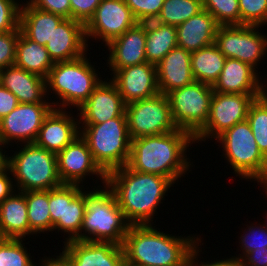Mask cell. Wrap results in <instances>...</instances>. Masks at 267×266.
Returning a JSON list of instances; mask_svg holds the SVG:
<instances>
[{"label":"cell","mask_w":267,"mask_h":266,"mask_svg":"<svg viewBox=\"0 0 267 266\" xmlns=\"http://www.w3.org/2000/svg\"><path fill=\"white\" fill-rule=\"evenodd\" d=\"M103 186V189L85 191V213L80 240L112 242L122 246L130 224L119 208L112 190L106 184Z\"/></svg>","instance_id":"cell-4"},{"label":"cell","mask_w":267,"mask_h":266,"mask_svg":"<svg viewBox=\"0 0 267 266\" xmlns=\"http://www.w3.org/2000/svg\"><path fill=\"white\" fill-rule=\"evenodd\" d=\"M145 55L149 64L157 65L163 57L178 46L176 26L153 21L145 22Z\"/></svg>","instance_id":"cell-30"},{"label":"cell","mask_w":267,"mask_h":266,"mask_svg":"<svg viewBox=\"0 0 267 266\" xmlns=\"http://www.w3.org/2000/svg\"><path fill=\"white\" fill-rule=\"evenodd\" d=\"M253 226L251 224L248 226V229L244 231L243 235H240L241 240H239L241 243L240 247L242 248V253L237 256L240 261L249 253L252 251H260L265 250L267 248V229L264 227V225Z\"/></svg>","instance_id":"cell-38"},{"label":"cell","mask_w":267,"mask_h":266,"mask_svg":"<svg viewBox=\"0 0 267 266\" xmlns=\"http://www.w3.org/2000/svg\"><path fill=\"white\" fill-rule=\"evenodd\" d=\"M240 263L241 266H267V248L249 252Z\"/></svg>","instance_id":"cell-48"},{"label":"cell","mask_w":267,"mask_h":266,"mask_svg":"<svg viewBox=\"0 0 267 266\" xmlns=\"http://www.w3.org/2000/svg\"><path fill=\"white\" fill-rule=\"evenodd\" d=\"M100 2L101 0H70L71 19L85 25L93 16Z\"/></svg>","instance_id":"cell-42"},{"label":"cell","mask_w":267,"mask_h":266,"mask_svg":"<svg viewBox=\"0 0 267 266\" xmlns=\"http://www.w3.org/2000/svg\"><path fill=\"white\" fill-rule=\"evenodd\" d=\"M59 254L60 255L56 256V259L51 257H45V259H41L42 265L40 264V266H72L70 259L63 252Z\"/></svg>","instance_id":"cell-49"},{"label":"cell","mask_w":267,"mask_h":266,"mask_svg":"<svg viewBox=\"0 0 267 266\" xmlns=\"http://www.w3.org/2000/svg\"><path fill=\"white\" fill-rule=\"evenodd\" d=\"M260 97L267 103V86H265V85L263 86V91H262Z\"/></svg>","instance_id":"cell-52"},{"label":"cell","mask_w":267,"mask_h":266,"mask_svg":"<svg viewBox=\"0 0 267 266\" xmlns=\"http://www.w3.org/2000/svg\"><path fill=\"white\" fill-rule=\"evenodd\" d=\"M247 121L250 124L252 133L260 152L267 156V103L261 98H257L250 105Z\"/></svg>","instance_id":"cell-34"},{"label":"cell","mask_w":267,"mask_h":266,"mask_svg":"<svg viewBox=\"0 0 267 266\" xmlns=\"http://www.w3.org/2000/svg\"><path fill=\"white\" fill-rule=\"evenodd\" d=\"M20 28L0 33V70L15 64L16 44Z\"/></svg>","instance_id":"cell-41"},{"label":"cell","mask_w":267,"mask_h":266,"mask_svg":"<svg viewBox=\"0 0 267 266\" xmlns=\"http://www.w3.org/2000/svg\"><path fill=\"white\" fill-rule=\"evenodd\" d=\"M240 25H267V0H238Z\"/></svg>","instance_id":"cell-37"},{"label":"cell","mask_w":267,"mask_h":266,"mask_svg":"<svg viewBox=\"0 0 267 266\" xmlns=\"http://www.w3.org/2000/svg\"><path fill=\"white\" fill-rule=\"evenodd\" d=\"M215 140L221 143L224 156L236 176L254 181L261 174L265 156L260 152L247 120L235 124Z\"/></svg>","instance_id":"cell-8"},{"label":"cell","mask_w":267,"mask_h":266,"mask_svg":"<svg viewBox=\"0 0 267 266\" xmlns=\"http://www.w3.org/2000/svg\"><path fill=\"white\" fill-rule=\"evenodd\" d=\"M173 184L166 177L134 171L127 165L106 174V185L130 225L152 224L161 200Z\"/></svg>","instance_id":"cell-1"},{"label":"cell","mask_w":267,"mask_h":266,"mask_svg":"<svg viewBox=\"0 0 267 266\" xmlns=\"http://www.w3.org/2000/svg\"><path fill=\"white\" fill-rule=\"evenodd\" d=\"M25 198L30 230L36 235L41 232H50L49 190L26 191Z\"/></svg>","instance_id":"cell-32"},{"label":"cell","mask_w":267,"mask_h":266,"mask_svg":"<svg viewBox=\"0 0 267 266\" xmlns=\"http://www.w3.org/2000/svg\"><path fill=\"white\" fill-rule=\"evenodd\" d=\"M199 243H201V240L192 249L189 259H188L187 266H241L240 260L236 258L235 256H232L229 259L227 258V259H223L219 261L216 260L215 262L211 261V263L201 262V264L200 263L198 264L197 255L200 254L199 253L200 247H198Z\"/></svg>","instance_id":"cell-45"},{"label":"cell","mask_w":267,"mask_h":266,"mask_svg":"<svg viewBox=\"0 0 267 266\" xmlns=\"http://www.w3.org/2000/svg\"><path fill=\"white\" fill-rule=\"evenodd\" d=\"M101 81L102 77H98L94 65L84 54L71 61L54 63L46 78V94L50 95L52 90L61 100L60 103L52 102L54 108L65 109L71 105L78 109Z\"/></svg>","instance_id":"cell-5"},{"label":"cell","mask_w":267,"mask_h":266,"mask_svg":"<svg viewBox=\"0 0 267 266\" xmlns=\"http://www.w3.org/2000/svg\"><path fill=\"white\" fill-rule=\"evenodd\" d=\"M30 255L22 239L0 238V266H36Z\"/></svg>","instance_id":"cell-35"},{"label":"cell","mask_w":267,"mask_h":266,"mask_svg":"<svg viewBox=\"0 0 267 266\" xmlns=\"http://www.w3.org/2000/svg\"><path fill=\"white\" fill-rule=\"evenodd\" d=\"M27 4H21L19 28L20 32L28 39L45 46L51 39L55 27H57L65 18L37 9Z\"/></svg>","instance_id":"cell-27"},{"label":"cell","mask_w":267,"mask_h":266,"mask_svg":"<svg viewBox=\"0 0 267 266\" xmlns=\"http://www.w3.org/2000/svg\"><path fill=\"white\" fill-rule=\"evenodd\" d=\"M202 6L220 26L240 25L238 0H202Z\"/></svg>","instance_id":"cell-36"},{"label":"cell","mask_w":267,"mask_h":266,"mask_svg":"<svg viewBox=\"0 0 267 266\" xmlns=\"http://www.w3.org/2000/svg\"><path fill=\"white\" fill-rule=\"evenodd\" d=\"M259 27L261 26L221 25L214 44L226 58L238 59L257 68L267 53V37L257 31Z\"/></svg>","instance_id":"cell-11"},{"label":"cell","mask_w":267,"mask_h":266,"mask_svg":"<svg viewBox=\"0 0 267 266\" xmlns=\"http://www.w3.org/2000/svg\"><path fill=\"white\" fill-rule=\"evenodd\" d=\"M226 57L215 44L191 52V70L195 81L213 86L217 81Z\"/></svg>","instance_id":"cell-31"},{"label":"cell","mask_w":267,"mask_h":266,"mask_svg":"<svg viewBox=\"0 0 267 266\" xmlns=\"http://www.w3.org/2000/svg\"><path fill=\"white\" fill-rule=\"evenodd\" d=\"M158 88L167 95L176 89L193 83L191 52L175 47L156 65Z\"/></svg>","instance_id":"cell-23"},{"label":"cell","mask_w":267,"mask_h":266,"mask_svg":"<svg viewBox=\"0 0 267 266\" xmlns=\"http://www.w3.org/2000/svg\"><path fill=\"white\" fill-rule=\"evenodd\" d=\"M266 215H267V213H266ZM267 219V218H266ZM265 224H263L264 225V227L267 229V220H265V222H264Z\"/></svg>","instance_id":"cell-54"},{"label":"cell","mask_w":267,"mask_h":266,"mask_svg":"<svg viewBox=\"0 0 267 266\" xmlns=\"http://www.w3.org/2000/svg\"><path fill=\"white\" fill-rule=\"evenodd\" d=\"M23 146L9 156L7 162L17 191L50 190L61 186L56 154L35 143Z\"/></svg>","instance_id":"cell-7"},{"label":"cell","mask_w":267,"mask_h":266,"mask_svg":"<svg viewBox=\"0 0 267 266\" xmlns=\"http://www.w3.org/2000/svg\"><path fill=\"white\" fill-rule=\"evenodd\" d=\"M138 22L156 20L159 16L164 0H125Z\"/></svg>","instance_id":"cell-39"},{"label":"cell","mask_w":267,"mask_h":266,"mask_svg":"<svg viewBox=\"0 0 267 266\" xmlns=\"http://www.w3.org/2000/svg\"><path fill=\"white\" fill-rule=\"evenodd\" d=\"M45 47L54 63L71 61L87 54L88 44L84 24L65 18L55 27Z\"/></svg>","instance_id":"cell-20"},{"label":"cell","mask_w":267,"mask_h":266,"mask_svg":"<svg viewBox=\"0 0 267 266\" xmlns=\"http://www.w3.org/2000/svg\"><path fill=\"white\" fill-rule=\"evenodd\" d=\"M11 171L9 167L0 171V204L9 196H11L16 190L13 186V178H10Z\"/></svg>","instance_id":"cell-47"},{"label":"cell","mask_w":267,"mask_h":266,"mask_svg":"<svg viewBox=\"0 0 267 266\" xmlns=\"http://www.w3.org/2000/svg\"><path fill=\"white\" fill-rule=\"evenodd\" d=\"M30 234L34 233L29 228L25 192L15 191L0 204V238L22 239Z\"/></svg>","instance_id":"cell-26"},{"label":"cell","mask_w":267,"mask_h":266,"mask_svg":"<svg viewBox=\"0 0 267 266\" xmlns=\"http://www.w3.org/2000/svg\"><path fill=\"white\" fill-rule=\"evenodd\" d=\"M125 115L131 140L178 130L168 97L162 93L127 104Z\"/></svg>","instance_id":"cell-10"},{"label":"cell","mask_w":267,"mask_h":266,"mask_svg":"<svg viewBox=\"0 0 267 266\" xmlns=\"http://www.w3.org/2000/svg\"><path fill=\"white\" fill-rule=\"evenodd\" d=\"M219 26L215 18L203 9L176 26L178 47L194 52L214 44Z\"/></svg>","instance_id":"cell-25"},{"label":"cell","mask_w":267,"mask_h":266,"mask_svg":"<svg viewBox=\"0 0 267 266\" xmlns=\"http://www.w3.org/2000/svg\"><path fill=\"white\" fill-rule=\"evenodd\" d=\"M49 207L51 216V232L57 220H63L64 184L49 190Z\"/></svg>","instance_id":"cell-44"},{"label":"cell","mask_w":267,"mask_h":266,"mask_svg":"<svg viewBox=\"0 0 267 266\" xmlns=\"http://www.w3.org/2000/svg\"><path fill=\"white\" fill-rule=\"evenodd\" d=\"M138 23L125 0H101L93 16L84 25L85 36L108 45Z\"/></svg>","instance_id":"cell-14"},{"label":"cell","mask_w":267,"mask_h":266,"mask_svg":"<svg viewBox=\"0 0 267 266\" xmlns=\"http://www.w3.org/2000/svg\"><path fill=\"white\" fill-rule=\"evenodd\" d=\"M203 10L202 0H164L156 22L178 26Z\"/></svg>","instance_id":"cell-33"},{"label":"cell","mask_w":267,"mask_h":266,"mask_svg":"<svg viewBox=\"0 0 267 266\" xmlns=\"http://www.w3.org/2000/svg\"><path fill=\"white\" fill-rule=\"evenodd\" d=\"M71 115L66 109L54 108L44 119L34 143L55 154L62 151L80 136V121Z\"/></svg>","instance_id":"cell-19"},{"label":"cell","mask_w":267,"mask_h":266,"mask_svg":"<svg viewBox=\"0 0 267 266\" xmlns=\"http://www.w3.org/2000/svg\"><path fill=\"white\" fill-rule=\"evenodd\" d=\"M15 65L46 79L54 62L45 46L31 41L20 32L16 44Z\"/></svg>","instance_id":"cell-29"},{"label":"cell","mask_w":267,"mask_h":266,"mask_svg":"<svg viewBox=\"0 0 267 266\" xmlns=\"http://www.w3.org/2000/svg\"><path fill=\"white\" fill-rule=\"evenodd\" d=\"M260 96L213 92L209 117L205 126L194 136L195 142L216 139L235 124L247 120L250 105Z\"/></svg>","instance_id":"cell-12"},{"label":"cell","mask_w":267,"mask_h":266,"mask_svg":"<svg viewBox=\"0 0 267 266\" xmlns=\"http://www.w3.org/2000/svg\"><path fill=\"white\" fill-rule=\"evenodd\" d=\"M54 109L52 103H19L0 120V139L4 145L34 143L44 119ZM17 140V142H16Z\"/></svg>","instance_id":"cell-13"},{"label":"cell","mask_w":267,"mask_h":266,"mask_svg":"<svg viewBox=\"0 0 267 266\" xmlns=\"http://www.w3.org/2000/svg\"><path fill=\"white\" fill-rule=\"evenodd\" d=\"M109 81L102 80L77 109L80 111L77 117H81H79L81 124H100L117 117H126V104L116 85L111 79Z\"/></svg>","instance_id":"cell-16"},{"label":"cell","mask_w":267,"mask_h":266,"mask_svg":"<svg viewBox=\"0 0 267 266\" xmlns=\"http://www.w3.org/2000/svg\"><path fill=\"white\" fill-rule=\"evenodd\" d=\"M17 0H0V33L19 28L21 4Z\"/></svg>","instance_id":"cell-40"},{"label":"cell","mask_w":267,"mask_h":266,"mask_svg":"<svg viewBox=\"0 0 267 266\" xmlns=\"http://www.w3.org/2000/svg\"><path fill=\"white\" fill-rule=\"evenodd\" d=\"M145 41V22H138L106 45L109 50L107 57L109 66L107 67L110 68L112 74L119 69L147 62Z\"/></svg>","instance_id":"cell-21"},{"label":"cell","mask_w":267,"mask_h":266,"mask_svg":"<svg viewBox=\"0 0 267 266\" xmlns=\"http://www.w3.org/2000/svg\"><path fill=\"white\" fill-rule=\"evenodd\" d=\"M80 136L87 142L95 163L105 174L127 165L131 138L126 117L100 124H82Z\"/></svg>","instance_id":"cell-6"},{"label":"cell","mask_w":267,"mask_h":266,"mask_svg":"<svg viewBox=\"0 0 267 266\" xmlns=\"http://www.w3.org/2000/svg\"><path fill=\"white\" fill-rule=\"evenodd\" d=\"M18 104L17 97L0 84V120L14 110Z\"/></svg>","instance_id":"cell-46"},{"label":"cell","mask_w":267,"mask_h":266,"mask_svg":"<svg viewBox=\"0 0 267 266\" xmlns=\"http://www.w3.org/2000/svg\"><path fill=\"white\" fill-rule=\"evenodd\" d=\"M213 92L212 86L194 81L166 95L178 129L194 137L205 126Z\"/></svg>","instance_id":"cell-9"},{"label":"cell","mask_w":267,"mask_h":266,"mask_svg":"<svg viewBox=\"0 0 267 266\" xmlns=\"http://www.w3.org/2000/svg\"><path fill=\"white\" fill-rule=\"evenodd\" d=\"M260 182L267 196V156L265 157V163L261 174L254 180ZM263 183V184H262Z\"/></svg>","instance_id":"cell-50"},{"label":"cell","mask_w":267,"mask_h":266,"mask_svg":"<svg viewBox=\"0 0 267 266\" xmlns=\"http://www.w3.org/2000/svg\"><path fill=\"white\" fill-rule=\"evenodd\" d=\"M122 266H138V265H135V264H132V263L124 262Z\"/></svg>","instance_id":"cell-53"},{"label":"cell","mask_w":267,"mask_h":266,"mask_svg":"<svg viewBox=\"0 0 267 266\" xmlns=\"http://www.w3.org/2000/svg\"><path fill=\"white\" fill-rule=\"evenodd\" d=\"M81 186L64 184L63 220H57L53 224V231L58 229V231L62 230L68 234L63 243L80 240V231L85 213V191L83 190L84 186Z\"/></svg>","instance_id":"cell-28"},{"label":"cell","mask_w":267,"mask_h":266,"mask_svg":"<svg viewBox=\"0 0 267 266\" xmlns=\"http://www.w3.org/2000/svg\"><path fill=\"white\" fill-rule=\"evenodd\" d=\"M2 147L5 148L6 146H4V143L0 139V171L7 167V162H8V155L5 156L6 151L3 154Z\"/></svg>","instance_id":"cell-51"},{"label":"cell","mask_w":267,"mask_h":266,"mask_svg":"<svg viewBox=\"0 0 267 266\" xmlns=\"http://www.w3.org/2000/svg\"><path fill=\"white\" fill-rule=\"evenodd\" d=\"M113 74L111 81L126 105L160 93L156 66L148 62L119 69Z\"/></svg>","instance_id":"cell-17"},{"label":"cell","mask_w":267,"mask_h":266,"mask_svg":"<svg viewBox=\"0 0 267 266\" xmlns=\"http://www.w3.org/2000/svg\"><path fill=\"white\" fill-rule=\"evenodd\" d=\"M63 247L72 266H122L125 262L123 247L112 242L72 240Z\"/></svg>","instance_id":"cell-18"},{"label":"cell","mask_w":267,"mask_h":266,"mask_svg":"<svg viewBox=\"0 0 267 266\" xmlns=\"http://www.w3.org/2000/svg\"><path fill=\"white\" fill-rule=\"evenodd\" d=\"M258 71L248 63L226 58L222 72L212 86L214 92L261 95L263 83ZM261 82V83H260Z\"/></svg>","instance_id":"cell-22"},{"label":"cell","mask_w":267,"mask_h":266,"mask_svg":"<svg viewBox=\"0 0 267 266\" xmlns=\"http://www.w3.org/2000/svg\"><path fill=\"white\" fill-rule=\"evenodd\" d=\"M0 84L11 91L19 103H51L46 94V79L15 64L0 70Z\"/></svg>","instance_id":"cell-24"},{"label":"cell","mask_w":267,"mask_h":266,"mask_svg":"<svg viewBox=\"0 0 267 266\" xmlns=\"http://www.w3.org/2000/svg\"><path fill=\"white\" fill-rule=\"evenodd\" d=\"M31 6L64 18H71L70 0H29Z\"/></svg>","instance_id":"cell-43"},{"label":"cell","mask_w":267,"mask_h":266,"mask_svg":"<svg viewBox=\"0 0 267 266\" xmlns=\"http://www.w3.org/2000/svg\"><path fill=\"white\" fill-rule=\"evenodd\" d=\"M193 142L194 137L181 129L132 139L127 166L134 171L166 177L175 184L191 167L186 153Z\"/></svg>","instance_id":"cell-2"},{"label":"cell","mask_w":267,"mask_h":266,"mask_svg":"<svg viewBox=\"0 0 267 266\" xmlns=\"http://www.w3.org/2000/svg\"><path fill=\"white\" fill-rule=\"evenodd\" d=\"M57 171L63 184H83L86 176L96 175L106 184V174L95 163L87 142L78 136L56 154Z\"/></svg>","instance_id":"cell-15"},{"label":"cell","mask_w":267,"mask_h":266,"mask_svg":"<svg viewBox=\"0 0 267 266\" xmlns=\"http://www.w3.org/2000/svg\"><path fill=\"white\" fill-rule=\"evenodd\" d=\"M152 225L129 226L122 245L125 262L138 266H187L192 249L201 239L171 236Z\"/></svg>","instance_id":"cell-3"}]
</instances>
